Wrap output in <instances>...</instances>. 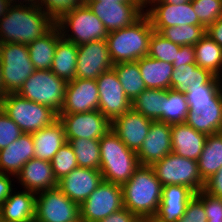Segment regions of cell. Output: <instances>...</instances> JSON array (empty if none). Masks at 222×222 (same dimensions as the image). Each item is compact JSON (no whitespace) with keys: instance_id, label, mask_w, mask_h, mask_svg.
Returning a JSON list of instances; mask_svg holds the SVG:
<instances>
[{"instance_id":"obj_1","label":"cell","mask_w":222,"mask_h":222,"mask_svg":"<svg viewBox=\"0 0 222 222\" xmlns=\"http://www.w3.org/2000/svg\"><path fill=\"white\" fill-rule=\"evenodd\" d=\"M189 111L185 123L207 135L222 132V79L189 87L185 92Z\"/></svg>"},{"instance_id":"obj_2","label":"cell","mask_w":222,"mask_h":222,"mask_svg":"<svg viewBox=\"0 0 222 222\" xmlns=\"http://www.w3.org/2000/svg\"><path fill=\"white\" fill-rule=\"evenodd\" d=\"M54 25L55 22L39 6L10 5L0 19V44H29Z\"/></svg>"},{"instance_id":"obj_3","label":"cell","mask_w":222,"mask_h":222,"mask_svg":"<svg viewBox=\"0 0 222 222\" xmlns=\"http://www.w3.org/2000/svg\"><path fill=\"white\" fill-rule=\"evenodd\" d=\"M121 187L124 208L139 219L156 215L163 186L151 166H140Z\"/></svg>"},{"instance_id":"obj_4","label":"cell","mask_w":222,"mask_h":222,"mask_svg":"<svg viewBox=\"0 0 222 222\" xmlns=\"http://www.w3.org/2000/svg\"><path fill=\"white\" fill-rule=\"evenodd\" d=\"M153 32L145 13L132 25L108 32L106 42L113 63L134 62L147 56Z\"/></svg>"},{"instance_id":"obj_5","label":"cell","mask_w":222,"mask_h":222,"mask_svg":"<svg viewBox=\"0 0 222 222\" xmlns=\"http://www.w3.org/2000/svg\"><path fill=\"white\" fill-rule=\"evenodd\" d=\"M100 171L103 180L122 185L141 166L135 151L129 149L110 129L99 139Z\"/></svg>"},{"instance_id":"obj_6","label":"cell","mask_w":222,"mask_h":222,"mask_svg":"<svg viewBox=\"0 0 222 222\" xmlns=\"http://www.w3.org/2000/svg\"><path fill=\"white\" fill-rule=\"evenodd\" d=\"M1 109L27 134L35 133L58 119V114L51 108L27 100L18 93H7Z\"/></svg>"},{"instance_id":"obj_7","label":"cell","mask_w":222,"mask_h":222,"mask_svg":"<svg viewBox=\"0 0 222 222\" xmlns=\"http://www.w3.org/2000/svg\"><path fill=\"white\" fill-rule=\"evenodd\" d=\"M55 24L60 29L62 38L77 46L106 39L108 35L102 21L86 4L64 14Z\"/></svg>"},{"instance_id":"obj_8","label":"cell","mask_w":222,"mask_h":222,"mask_svg":"<svg viewBox=\"0 0 222 222\" xmlns=\"http://www.w3.org/2000/svg\"><path fill=\"white\" fill-rule=\"evenodd\" d=\"M67 81L51 70H35L18 90L21 97L43 104L60 113L64 105Z\"/></svg>"},{"instance_id":"obj_9","label":"cell","mask_w":222,"mask_h":222,"mask_svg":"<svg viewBox=\"0 0 222 222\" xmlns=\"http://www.w3.org/2000/svg\"><path fill=\"white\" fill-rule=\"evenodd\" d=\"M162 186L184 185L195 194L205 187L199 170L198 161L184 158L171 152L152 166Z\"/></svg>"},{"instance_id":"obj_10","label":"cell","mask_w":222,"mask_h":222,"mask_svg":"<svg viewBox=\"0 0 222 222\" xmlns=\"http://www.w3.org/2000/svg\"><path fill=\"white\" fill-rule=\"evenodd\" d=\"M0 61L6 93H17L35 71L33 63L30 61L27 44H0Z\"/></svg>"},{"instance_id":"obj_11","label":"cell","mask_w":222,"mask_h":222,"mask_svg":"<svg viewBox=\"0 0 222 222\" xmlns=\"http://www.w3.org/2000/svg\"><path fill=\"white\" fill-rule=\"evenodd\" d=\"M122 208L124 205L121 185L103 180L79 205L80 222H98Z\"/></svg>"},{"instance_id":"obj_12","label":"cell","mask_w":222,"mask_h":222,"mask_svg":"<svg viewBox=\"0 0 222 222\" xmlns=\"http://www.w3.org/2000/svg\"><path fill=\"white\" fill-rule=\"evenodd\" d=\"M37 222H80L79 204L70 200L58 187L36 194Z\"/></svg>"},{"instance_id":"obj_13","label":"cell","mask_w":222,"mask_h":222,"mask_svg":"<svg viewBox=\"0 0 222 222\" xmlns=\"http://www.w3.org/2000/svg\"><path fill=\"white\" fill-rule=\"evenodd\" d=\"M96 82L99 90L98 110L110 122L132 108V102L125 94L118 75L113 68L102 73L96 79Z\"/></svg>"},{"instance_id":"obj_14","label":"cell","mask_w":222,"mask_h":222,"mask_svg":"<svg viewBox=\"0 0 222 222\" xmlns=\"http://www.w3.org/2000/svg\"><path fill=\"white\" fill-rule=\"evenodd\" d=\"M64 125L66 141L86 138L99 140L111 129V122L99 111L58 114Z\"/></svg>"},{"instance_id":"obj_15","label":"cell","mask_w":222,"mask_h":222,"mask_svg":"<svg viewBox=\"0 0 222 222\" xmlns=\"http://www.w3.org/2000/svg\"><path fill=\"white\" fill-rule=\"evenodd\" d=\"M85 4L102 21L107 32L128 27L145 13L136 2L85 1Z\"/></svg>"},{"instance_id":"obj_16","label":"cell","mask_w":222,"mask_h":222,"mask_svg":"<svg viewBox=\"0 0 222 222\" xmlns=\"http://www.w3.org/2000/svg\"><path fill=\"white\" fill-rule=\"evenodd\" d=\"M77 47L76 78L97 79L102 73L113 68L114 63L106 39L91 41Z\"/></svg>"},{"instance_id":"obj_17","label":"cell","mask_w":222,"mask_h":222,"mask_svg":"<svg viewBox=\"0 0 222 222\" xmlns=\"http://www.w3.org/2000/svg\"><path fill=\"white\" fill-rule=\"evenodd\" d=\"M99 108V90L96 79L75 78L68 81L65 100L59 114L84 113Z\"/></svg>"},{"instance_id":"obj_18","label":"cell","mask_w":222,"mask_h":222,"mask_svg":"<svg viewBox=\"0 0 222 222\" xmlns=\"http://www.w3.org/2000/svg\"><path fill=\"white\" fill-rule=\"evenodd\" d=\"M171 128L172 124L152 121L148 135L136 152L141 166H152L172 152Z\"/></svg>"},{"instance_id":"obj_19","label":"cell","mask_w":222,"mask_h":222,"mask_svg":"<svg viewBox=\"0 0 222 222\" xmlns=\"http://www.w3.org/2000/svg\"><path fill=\"white\" fill-rule=\"evenodd\" d=\"M152 121L130 108L111 122V130L129 149L137 152L148 135Z\"/></svg>"},{"instance_id":"obj_20","label":"cell","mask_w":222,"mask_h":222,"mask_svg":"<svg viewBox=\"0 0 222 222\" xmlns=\"http://www.w3.org/2000/svg\"><path fill=\"white\" fill-rule=\"evenodd\" d=\"M149 9V10H148ZM152 28H167L170 26L202 25L192 7V3L173 5L158 1L145 10Z\"/></svg>"},{"instance_id":"obj_21","label":"cell","mask_w":222,"mask_h":222,"mask_svg":"<svg viewBox=\"0 0 222 222\" xmlns=\"http://www.w3.org/2000/svg\"><path fill=\"white\" fill-rule=\"evenodd\" d=\"M103 176L100 170L77 167L58 181V188L79 205L101 184Z\"/></svg>"},{"instance_id":"obj_22","label":"cell","mask_w":222,"mask_h":222,"mask_svg":"<svg viewBox=\"0 0 222 222\" xmlns=\"http://www.w3.org/2000/svg\"><path fill=\"white\" fill-rule=\"evenodd\" d=\"M195 193L184 185L162 187V197L154 218L161 222H177L185 213L188 202Z\"/></svg>"},{"instance_id":"obj_23","label":"cell","mask_w":222,"mask_h":222,"mask_svg":"<svg viewBox=\"0 0 222 222\" xmlns=\"http://www.w3.org/2000/svg\"><path fill=\"white\" fill-rule=\"evenodd\" d=\"M16 178L25 190L35 194L58 186L51 162L38 158L25 163Z\"/></svg>"},{"instance_id":"obj_24","label":"cell","mask_w":222,"mask_h":222,"mask_svg":"<svg viewBox=\"0 0 222 222\" xmlns=\"http://www.w3.org/2000/svg\"><path fill=\"white\" fill-rule=\"evenodd\" d=\"M207 134L196 131L186 123H174L171 128L172 152L178 156L198 161Z\"/></svg>"},{"instance_id":"obj_25","label":"cell","mask_w":222,"mask_h":222,"mask_svg":"<svg viewBox=\"0 0 222 222\" xmlns=\"http://www.w3.org/2000/svg\"><path fill=\"white\" fill-rule=\"evenodd\" d=\"M32 134L23 133L8 147L0 150V173L17 176L25 163L34 158Z\"/></svg>"},{"instance_id":"obj_26","label":"cell","mask_w":222,"mask_h":222,"mask_svg":"<svg viewBox=\"0 0 222 222\" xmlns=\"http://www.w3.org/2000/svg\"><path fill=\"white\" fill-rule=\"evenodd\" d=\"M32 136L35 147L34 158L48 162H51L58 150L67 143L64 125L59 118L51 125L32 133Z\"/></svg>"},{"instance_id":"obj_27","label":"cell","mask_w":222,"mask_h":222,"mask_svg":"<svg viewBox=\"0 0 222 222\" xmlns=\"http://www.w3.org/2000/svg\"><path fill=\"white\" fill-rule=\"evenodd\" d=\"M14 193L0 206L2 222H27L35 219L36 194L28 190Z\"/></svg>"},{"instance_id":"obj_28","label":"cell","mask_w":222,"mask_h":222,"mask_svg":"<svg viewBox=\"0 0 222 222\" xmlns=\"http://www.w3.org/2000/svg\"><path fill=\"white\" fill-rule=\"evenodd\" d=\"M62 39L55 24L46 34L27 44L30 61L35 70H50L57 43Z\"/></svg>"},{"instance_id":"obj_29","label":"cell","mask_w":222,"mask_h":222,"mask_svg":"<svg viewBox=\"0 0 222 222\" xmlns=\"http://www.w3.org/2000/svg\"><path fill=\"white\" fill-rule=\"evenodd\" d=\"M140 74L148 89H171V76L174 71L173 64L162 60L144 56L136 61Z\"/></svg>"},{"instance_id":"obj_30","label":"cell","mask_w":222,"mask_h":222,"mask_svg":"<svg viewBox=\"0 0 222 222\" xmlns=\"http://www.w3.org/2000/svg\"><path fill=\"white\" fill-rule=\"evenodd\" d=\"M222 167V132L207 135L198 159L199 174L204 182Z\"/></svg>"},{"instance_id":"obj_31","label":"cell","mask_w":222,"mask_h":222,"mask_svg":"<svg viewBox=\"0 0 222 222\" xmlns=\"http://www.w3.org/2000/svg\"><path fill=\"white\" fill-rule=\"evenodd\" d=\"M78 47L63 38L57 43L51 71L59 78L72 81L76 78Z\"/></svg>"},{"instance_id":"obj_32","label":"cell","mask_w":222,"mask_h":222,"mask_svg":"<svg viewBox=\"0 0 222 222\" xmlns=\"http://www.w3.org/2000/svg\"><path fill=\"white\" fill-rule=\"evenodd\" d=\"M215 77L210 71L196 64L181 65L171 76V89L185 93L189 87L208 84Z\"/></svg>"},{"instance_id":"obj_33","label":"cell","mask_w":222,"mask_h":222,"mask_svg":"<svg viewBox=\"0 0 222 222\" xmlns=\"http://www.w3.org/2000/svg\"><path fill=\"white\" fill-rule=\"evenodd\" d=\"M196 65L210 71L215 76L222 77V47L205 34L194 45Z\"/></svg>"},{"instance_id":"obj_34","label":"cell","mask_w":222,"mask_h":222,"mask_svg":"<svg viewBox=\"0 0 222 222\" xmlns=\"http://www.w3.org/2000/svg\"><path fill=\"white\" fill-rule=\"evenodd\" d=\"M164 89L143 90L132 102V108L153 121L163 122Z\"/></svg>"},{"instance_id":"obj_35","label":"cell","mask_w":222,"mask_h":222,"mask_svg":"<svg viewBox=\"0 0 222 222\" xmlns=\"http://www.w3.org/2000/svg\"><path fill=\"white\" fill-rule=\"evenodd\" d=\"M113 69L118 75L125 94L133 102L146 89L138 63L136 61L116 63Z\"/></svg>"},{"instance_id":"obj_36","label":"cell","mask_w":222,"mask_h":222,"mask_svg":"<svg viewBox=\"0 0 222 222\" xmlns=\"http://www.w3.org/2000/svg\"><path fill=\"white\" fill-rule=\"evenodd\" d=\"M153 29L165 39L180 46H194L206 34V28L203 25H182Z\"/></svg>"},{"instance_id":"obj_37","label":"cell","mask_w":222,"mask_h":222,"mask_svg":"<svg viewBox=\"0 0 222 222\" xmlns=\"http://www.w3.org/2000/svg\"><path fill=\"white\" fill-rule=\"evenodd\" d=\"M74 149L79 167L100 170L99 140L77 138L68 142Z\"/></svg>"},{"instance_id":"obj_38","label":"cell","mask_w":222,"mask_h":222,"mask_svg":"<svg viewBox=\"0 0 222 222\" xmlns=\"http://www.w3.org/2000/svg\"><path fill=\"white\" fill-rule=\"evenodd\" d=\"M189 107L185 93L173 89L166 90V97L163 105V122L185 123Z\"/></svg>"},{"instance_id":"obj_39","label":"cell","mask_w":222,"mask_h":222,"mask_svg":"<svg viewBox=\"0 0 222 222\" xmlns=\"http://www.w3.org/2000/svg\"><path fill=\"white\" fill-rule=\"evenodd\" d=\"M179 49L180 45L165 39L158 32L154 31L149 42L148 56L172 64L176 59Z\"/></svg>"},{"instance_id":"obj_40","label":"cell","mask_w":222,"mask_h":222,"mask_svg":"<svg viewBox=\"0 0 222 222\" xmlns=\"http://www.w3.org/2000/svg\"><path fill=\"white\" fill-rule=\"evenodd\" d=\"M51 166L57 182L79 167L74 149L68 142L53 156Z\"/></svg>"},{"instance_id":"obj_41","label":"cell","mask_w":222,"mask_h":222,"mask_svg":"<svg viewBox=\"0 0 222 222\" xmlns=\"http://www.w3.org/2000/svg\"><path fill=\"white\" fill-rule=\"evenodd\" d=\"M191 3L200 23L206 29L222 16L221 0H192Z\"/></svg>"},{"instance_id":"obj_42","label":"cell","mask_w":222,"mask_h":222,"mask_svg":"<svg viewBox=\"0 0 222 222\" xmlns=\"http://www.w3.org/2000/svg\"><path fill=\"white\" fill-rule=\"evenodd\" d=\"M84 4L85 0H40L38 6L57 22L64 14Z\"/></svg>"},{"instance_id":"obj_43","label":"cell","mask_w":222,"mask_h":222,"mask_svg":"<svg viewBox=\"0 0 222 222\" xmlns=\"http://www.w3.org/2000/svg\"><path fill=\"white\" fill-rule=\"evenodd\" d=\"M23 131L0 108V150L17 140Z\"/></svg>"},{"instance_id":"obj_44","label":"cell","mask_w":222,"mask_h":222,"mask_svg":"<svg viewBox=\"0 0 222 222\" xmlns=\"http://www.w3.org/2000/svg\"><path fill=\"white\" fill-rule=\"evenodd\" d=\"M195 196L203 203L206 218L222 220V198L210 195L204 189L197 192Z\"/></svg>"},{"instance_id":"obj_45","label":"cell","mask_w":222,"mask_h":222,"mask_svg":"<svg viewBox=\"0 0 222 222\" xmlns=\"http://www.w3.org/2000/svg\"><path fill=\"white\" fill-rule=\"evenodd\" d=\"M177 222H207L204 205L195 195L188 202L184 215Z\"/></svg>"},{"instance_id":"obj_46","label":"cell","mask_w":222,"mask_h":222,"mask_svg":"<svg viewBox=\"0 0 222 222\" xmlns=\"http://www.w3.org/2000/svg\"><path fill=\"white\" fill-rule=\"evenodd\" d=\"M172 64L174 69L184 64L185 65L196 64L194 46L191 45L180 46L176 59Z\"/></svg>"},{"instance_id":"obj_47","label":"cell","mask_w":222,"mask_h":222,"mask_svg":"<svg viewBox=\"0 0 222 222\" xmlns=\"http://www.w3.org/2000/svg\"><path fill=\"white\" fill-rule=\"evenodd\" d=\"M204 190L210 195L222 198V167L205 182Z\"/></svg>"},{"instance_id":"obj_48","label":"cell","mask_w":222,"mask_h":222,"mask_svg":"<svg viewBox=\"0 0 222 222\" xmlns=\"http://www.w3.org/2000/svg\"><path fill=\"white\" fill-rule=\"evenodd\" d=\"M139 220L140 219L127 208H122L98 222H138Z\"/></svg>"},{"instance_id":"obj_49","label":"cell","mask_w":222,"mask_h":222,"mask_svg":"<svg viewBox=\"0 0 222 222\" xmlns=\"http://www.w3.org/2000/svg\"><path fill=\"white\" fill-rule=\"evenodd\" d=\"M9 176L11 175L0 173V206L13 192V184Z\"/></svg>"},{"instance_id":"obj_50","label":"cell","mask_w":222,"mask_h":222,"mask_svg":"<svg viewBox=\"0 0 222 222\" xmlns=\"http://www.w3.org/2000/svg\"><path fill=\"white\" fill-rule=\"evenodd\" d=\"M206 34L222 47V16L206 29Z\"/></svg>"},{"instance_id":"obj_51","label":"cell","mask_w":222,"mask_h":222,"mask_svg":"<svg viewBox=\"0 0 222 222\" xmlns=\"http://www.w3.org/2000/svg\"><path fill=\"white\" fill-rule=\"evenodd\" d=\"M40 0H8L10 5L38 6ZM17 2V3H16ZM25 2V3H24Z\"/></svg>"},{"instance_id":"obj_52","label":"cell","mask_w":222,"mask_h":222,"mask_svg":"<svg viewBox=\"0 0 222 222\" xmlns=\"http://www.w3.org/2000/svg\"><path fill=\"white\" fill-rule=\"evenodd\" d=\"M2 66H1V61H0V108L2 105V102L4 100V98L6 97L7 93L4 90V83L2 80Z\"/></svg>"},{"instance_id":"obj_53","label":"cell","mask_w":222,"mask_h":222,"mask_svg":"<svg viewBox=\"0 0 222 222\" xmlns=\"http://www.w3.org/2000/svg\"><path fill=\"white\" fill-rule=\"evenodd\" d=\"M137 5L144 11V8H147L150 5L152 6L154 3L160 1V0H135ZM148 5V6H147Z\"/></svg>"},{"instance_id":"obj_54","label":"cell","mask_w":222,"mask_h":222,"mask_svg":"<svg viewBox=\"0 0 222 222\" xmlns=\"http://www.w3.org/2000/svg\"><path fill=\"white\" fill-rule=\"evenodd\" d=\"M9 6L8 0H0V19L6 15Z\"/></svg>"},{"instance_id":"obj_55","label":"cell","mask_w":222,"mask_h":222,"mask_svg":"<svg viewBox=\"0 0 222 222\" xmlns=\"http://www.w3.org/2000/svg\"><path fill=\"white\" fill-rule=\"evenodd\" d=\"M160 1L163 2V3H170V4H173V5H180V4H183V3L191 2L192 0H160Z\"/></svg>"},{"instance_id":"obj_56","label":"cell","mask_w":222,"mask_h":222,"mask_svg":"<svg viewBox=\"0 0 222 222\" xmlns=\"http://www.w3.org/2000/svg\"><path fill=\"white\" fill-rule=\"evenodd\" d=\"M85 1H109V2H136L135 0H85Z\"/></svg>"},{"instance_id":"obj_57","label":"cell","mask_w":222,"mask_h":222,"mask_svg":"<svg viewBox=\"0 0 222 222\" xmlns=\"http://www.w3.org/2000/svg\"><path fill=\"white\" fill-rule=\"evenodd\" d=\"M147 222H161V221L157 220L154 217H151V218H147Z\"/></svg>"},{"instance_id":"obj_58","label":"cell","mask_w":222,"mask_h":222,"mask_svg":"<svg viewBox=\"0 0 222 222\" xmlns=\"http://www.w3.org/2000/svg\"><path fill=\"white\" fill-rule=\"evenodd\" d=\"M207 222H222L221 219H209Z\"/></svg>"},{"instance_id":"obj_59","label":"cell","mask_w":222,"mask_h":222,"mask_svg":"<svg viewBox=\"0 0 222 222\" xmlns=\"http://www.w3.org/2000/svg\"><path fill=\"white\" fill-rule=\"evenodd\" d=\"M138 222H147V218L146 219H140Z\"/></svg>"},{"instance_id":"obj_60","label":"cell","mask_w":222,"mask_h":222,"mask_svg":"<svg viewBox=\"0 0 222 222\" xmlns=\"http://www.w3.org/2000/svg\"><path fill=\"white\" fill-rule=\"evenodd\" d=\"M27 222H37L35 219H33V220H30V221H27Z\"/></svg>"}]
</instances>
